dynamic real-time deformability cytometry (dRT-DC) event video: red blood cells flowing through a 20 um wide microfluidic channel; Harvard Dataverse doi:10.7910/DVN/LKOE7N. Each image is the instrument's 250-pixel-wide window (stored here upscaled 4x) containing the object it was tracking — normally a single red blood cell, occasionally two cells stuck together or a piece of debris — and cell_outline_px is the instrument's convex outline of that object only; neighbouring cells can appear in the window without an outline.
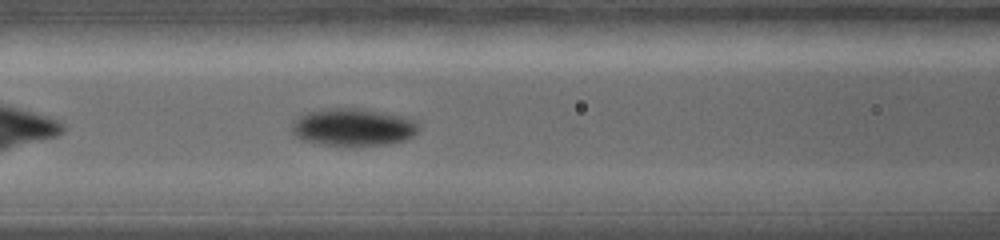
{"species": "common noctule bat (a hibernating species)", "species_latin": "Nyctalus noctula", "temperature_condition": "warm", "stored_images_in_passage": 27, "camera_frame_rate_fps": 5000, "um_per_image_px": 0.085, "animal": {"sex": "female", "body_mass_g": 19.0, "forearm_length_mm": 56.7}, "frame": {"image": 1, "passage_image": 8, "time_ms": 2.2, "image_size_px": [1000, 240], "cell_outline_px": [[420, 132], [404, 140], [388, 144], [356, 148], [320, 144], [300, 140], [292, 132], [292, 124], [300, 116], [308, 112], [324, 108], [364, 108], [404, 116], [416, 120], [420, 124]], "centroid_in_image_um": [30.07, 10.83], "position_along_channel_um": 136.5, "area_um2": 28.67}}
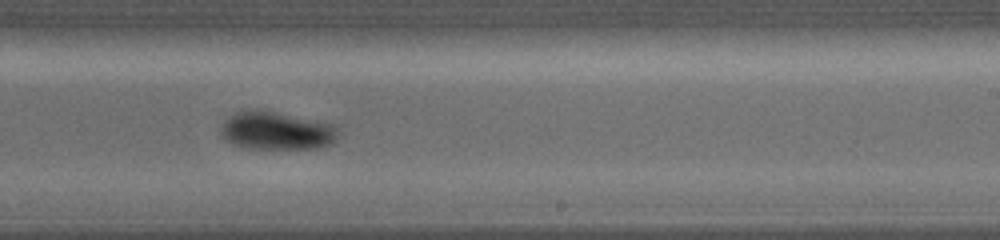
{"frame": {"image": 2, "passage_image": 16, "time_ms": 4.6, "image_size_px": [1000, 240], "cell_outline_px": [[336, 140], [332, 144], [320, 148], [248, 148], [232, 144], [220, 136], [220, 128], [224, 120], [236, 112], [256, 108], [332, 124], [336, 128]], "centroid_in_image_um": [23.44, 11.11], "position_along_channel_um": 265.6, "area_um2": 25.89}}